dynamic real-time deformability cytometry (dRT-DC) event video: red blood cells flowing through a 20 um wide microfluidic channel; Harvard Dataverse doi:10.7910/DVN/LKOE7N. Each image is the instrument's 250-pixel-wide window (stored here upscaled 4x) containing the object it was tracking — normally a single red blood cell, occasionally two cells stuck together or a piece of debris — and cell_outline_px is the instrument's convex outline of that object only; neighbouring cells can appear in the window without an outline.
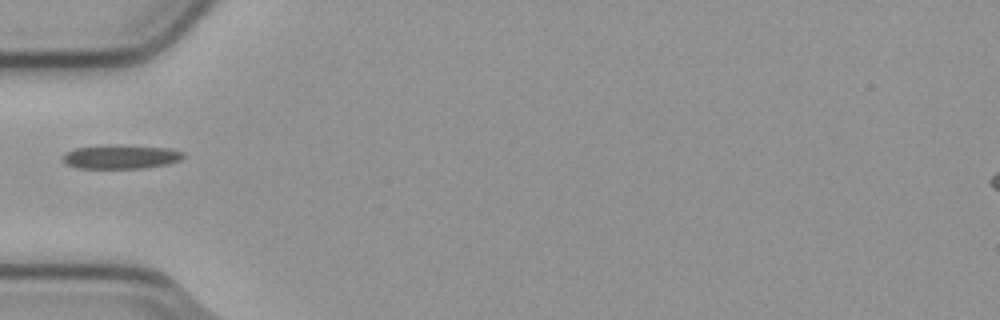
{"species": "common noctule bat (a hibernating species)", "species_latin": "Nyctalus noctula", "temperature_condition": "cold", "stored_images_in_passage": 1, "camera_frame_rate_fps": 3000, "um_per_image_px": 0.085, "animal": {"sex": "male", "body_mass_g": 23.1, "forearm_length_mm": 52.7}, "frame": {"image": 1, "passage_image": 1, "time_ms": 0.0, "image_size_px": [1000, 320], "cell_outline_px": [[184, 156], [180, 160], [168, 164], [148, 168], [76, 168], [68, 164], [64, 160], [64, 152], [76, 148], [108, 144], [168, 148], [184, 152]], "centroid_in_image_um": [10.29, 13.32], "position_along_channel_um": 74.7, "area_um2": 16.88}}